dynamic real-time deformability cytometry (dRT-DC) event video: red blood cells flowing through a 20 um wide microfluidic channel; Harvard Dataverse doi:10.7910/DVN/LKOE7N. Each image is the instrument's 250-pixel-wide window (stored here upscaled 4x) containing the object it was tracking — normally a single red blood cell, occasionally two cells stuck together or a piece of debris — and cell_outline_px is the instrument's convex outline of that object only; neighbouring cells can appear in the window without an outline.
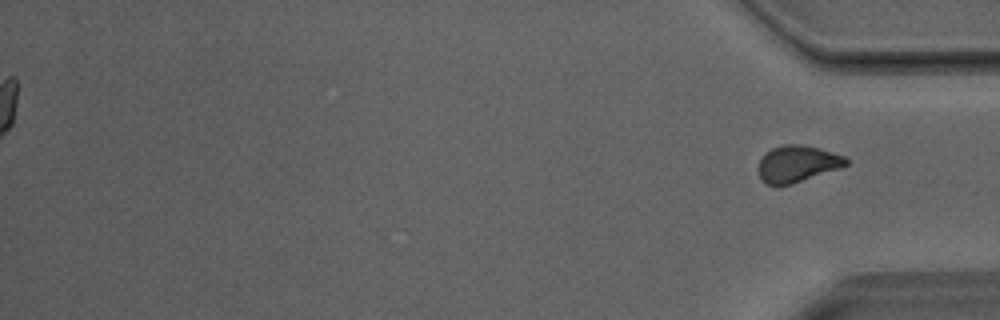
{"species": "Egyptian fruit bat (a non-hibernating species)", "species_latin": "Rousettus aegyptiacus", "temperature_condition": "room temperature", "stored_images_in_passage": 35, "segment_of_instrument_passage": [2, 2], "camera_frame_rate_fps": 3000, "um_per_image_px": 0.085, "animal": {"sex": "male"}, "frame": {"image": 1, "passage_image": 35, "time_ms": 11.333, "image_size_px": [1000, 320], "cell_outline_px": [[848, 164], [840, 168], [792, 184], [776, 188], [764, 184], [760, 180], [756, 168], [760, 160], [772, 148], [784, 144], [800, 144], [832, 152], [844, 156], [848, 160]], "centroid_in_image_um": [67.7, 13.97], "position_along_channel_um": 367.5, "area_um2": 19.02}}